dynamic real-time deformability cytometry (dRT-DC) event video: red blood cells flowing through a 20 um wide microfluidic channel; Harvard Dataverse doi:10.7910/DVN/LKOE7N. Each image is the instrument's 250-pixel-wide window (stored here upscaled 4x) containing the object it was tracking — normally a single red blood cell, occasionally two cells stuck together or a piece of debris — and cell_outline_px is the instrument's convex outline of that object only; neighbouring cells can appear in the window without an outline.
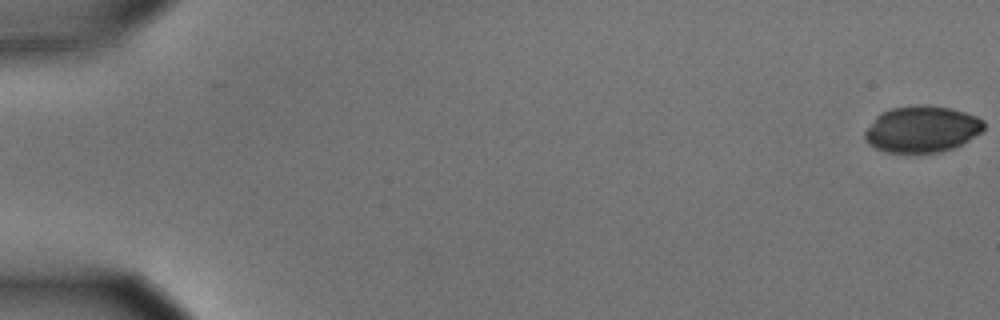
{"species": "common noctule bat (a hibernating species)", "species_latin": "Nyctalus noctula", "temperature_condition": "cold", "stored_images_in_passage": 4, "camera_frame_rate_fps": 3000, "um_per_image_px": 0.085, "animal": {"sex": "male", "body_mass_g": 15.6}, "frame": {"image": 1, "passage_image": 1, "time_ms": 0.0, "image_size_px": [1000, 320], "cell_outline_px": [[984, 128], [980, 132], [968, 140], [952, 148], [940, 152], [888, 152], [876, 148], [868, 144], [864, 136], [864, 132], [876, 116], [880, 112], [892, 108], [916, 104], [928, 104], [948, 108], [964, 112], [976, 116], [984, 120]], "centroid_in_image_um": [78.34, 10.96], "position_along_channel_um": 6.7, "area_um2": 32.08}}